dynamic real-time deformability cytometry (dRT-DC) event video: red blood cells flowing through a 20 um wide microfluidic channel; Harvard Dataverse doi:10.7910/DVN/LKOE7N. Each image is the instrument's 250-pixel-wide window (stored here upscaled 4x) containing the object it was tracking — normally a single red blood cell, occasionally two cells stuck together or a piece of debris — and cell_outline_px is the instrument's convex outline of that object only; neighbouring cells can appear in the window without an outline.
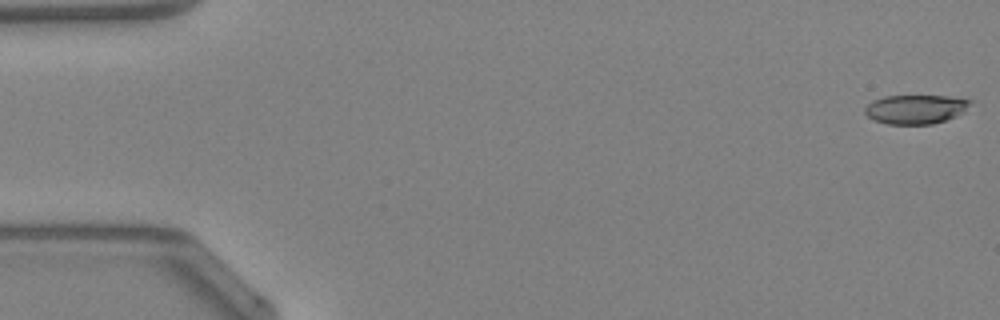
{"species": "Egyptian fruit bat (a non-hibernating species)", "species_latin": "Rousettus aegyptiacus", "temperature_condition": "warm", "stored_images_in_passage": 49, "camera_frame_rate_fps": 3000, "um_per_image_px": 0.085, "animal": {"sex": "female"}, "frame": {"image": 1, "passage_image": 1, "time_ms": 0.0, "image_size_px": [1000, 320], "cell_outline_px": [[972, 100], [964, 112], [956, 116], [932, 124], [888, 124], [872, 120], [864, 112], [864, 108], [872, 100], [884, 96], [948, 96]], "centroid_in_image_um": [77.79, 9.28], "position_along_channel_um": 7.2, "area_um2": 17.86}}
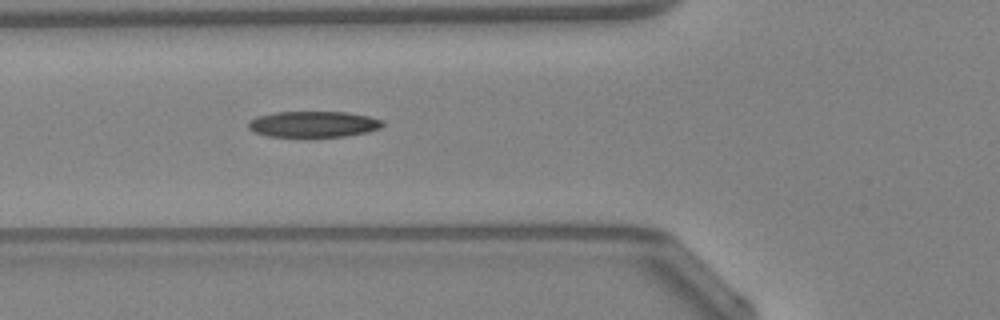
{"frame": {"image": 2, "passage_image": 18, "time_ms": 5.667, "image_size_px": [1000, 320], "cell_outline_px": [[384, 124], [380, 128], [368, 132], [344, 136], [268, 136], [256, 132], [248, 128], [248, 120], [256, 116], [276, 112], [348, 112], [368, 116], [384, 120]], "centroid_in_image_um": [26.65, 10.54], "position_along_channel_um": 99.2, "area_um2": 20.29}}
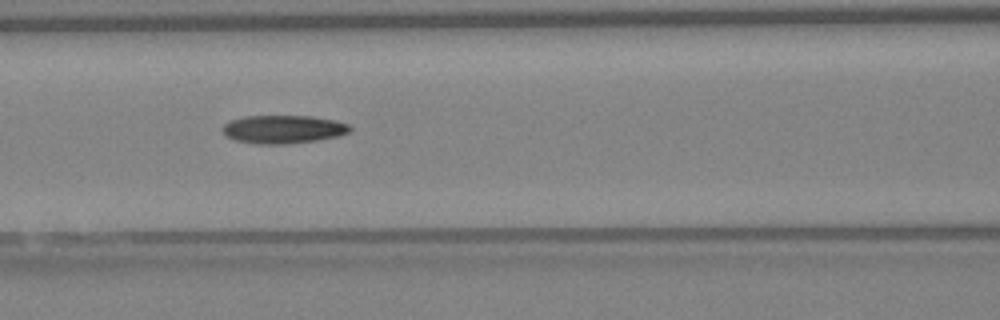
{"frame": {"image": 3, "passage_image": 21, "time_ms": 6.667, "image_size_px": [1000, 320], "cell_outline_px": [[352, 128], [348, 132], [336, 136], [316, 140], [284, 144], [256, 144], [236, 140], [224, 136], [224, 124], [232, 120], [244, 116], [312, 116], [332, 120], [348, 124]], "centroid_in_image_um": [24.04, 10.99], "position_along_channel_um": 142.6, "area_um2": 20.69}, "authors_computed_cell_mechanics": {"area_um2": 20.1722, "velocity_mm_per_s": 4.3165, "shape_relaxation_time_tau1_ms": 6.982, "shape_relaxation_time_tau2_ms": null, "deformation_change_tau1": 0.178, "deformation_change_tau2": null}}